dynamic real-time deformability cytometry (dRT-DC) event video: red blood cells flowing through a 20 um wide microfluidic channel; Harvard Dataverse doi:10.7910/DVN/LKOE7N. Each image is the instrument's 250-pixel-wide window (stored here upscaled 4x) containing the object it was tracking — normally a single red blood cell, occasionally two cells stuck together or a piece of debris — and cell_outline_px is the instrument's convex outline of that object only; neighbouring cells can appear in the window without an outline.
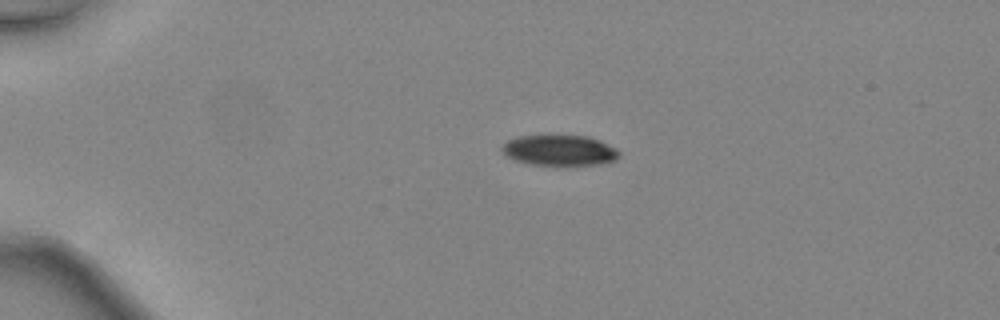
{"species": "common noctule bat (a hibernating species)", "species_latin": "Nyctalus noctula", "temperature_condition": "warm", "stored_images_in_passage": 36, "camera_frame_rate_fps": 3000, "um_per_image_px": 0.085, "animal": {"sex": "female", "body_mass_g": 24.6, "forearm_length_mm": 56.2}, "frame": {"image": 1, "passage_image": 1, "time_ms": 0.0, "image_size_px": [1000, 320], "cell_outline_px": [[620, 156], [616, 160], [604, 164], [564, 168], [556, 168], [528, 164], [504, 156], [500, 152], [500, 148], [508, 140], [516, 136], [588, 136], [600, 140], [616, 148], [620, 152]], "centroid_in_image_um": [47.57, 12.84], "position_along_channel_um": 37.4, "area_um2": 22.08}}
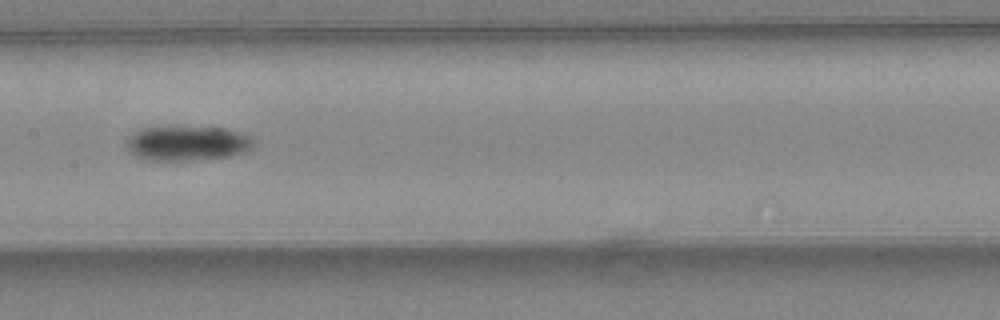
{"frame": {"image": 2, "passage_image": 15, "time_ms": 4.667, "image_size_px": [1000, 320], "cell_outline_px": [[256, 144], [244, 152], [232, 156], [192, 160], [148, 160], [136, 156], [128, 148], [128, 136], [132, 132], [140, 128], [164, 124], [180, 124], [228, 128], [244, 132], [252, 136]], "centroid_in_image_um": [15.95, 12.1], "position_along_channel_um": 191.4, "area_um2": 27.11}}
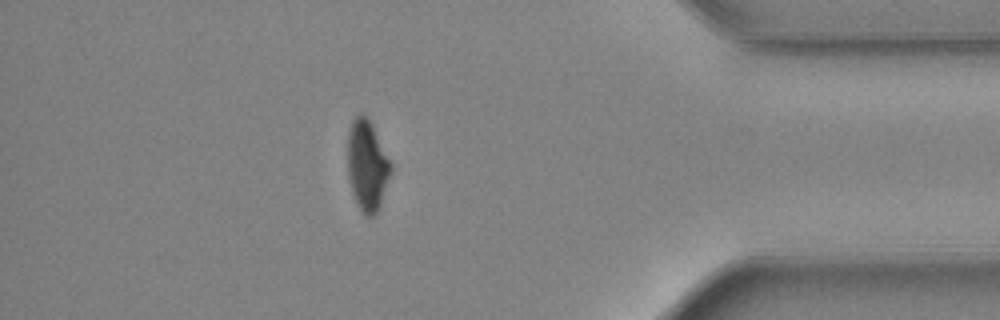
{"frame": {"image": 3, "passage_image": 31, "time_ms": 10.0, "image_size_px": [1000, 320], "cell_outline_px": [[392, 172], [380, 208], [372, 216], [364, 216], [356, 204], [352, 192], [348, 176], [348, 132], [352, 120], [360, 112], [368, 120], [392, 164]], "centroid_in_image_um": [31.21, 14.14], "position_along_channel_um": 404.0, "area_um2": 22.72}, "authors_computed_cell_mechanics": {"area_um2": 24.4783, "velocity_mm_per_s": 4.5611, "shape_relaxation_time_tau1_ms": 3.9631, "shape_relaxation_time_tau2_ms": null, "deformation_change_tau1": 0.142, "deformation_change_tau2": null}}